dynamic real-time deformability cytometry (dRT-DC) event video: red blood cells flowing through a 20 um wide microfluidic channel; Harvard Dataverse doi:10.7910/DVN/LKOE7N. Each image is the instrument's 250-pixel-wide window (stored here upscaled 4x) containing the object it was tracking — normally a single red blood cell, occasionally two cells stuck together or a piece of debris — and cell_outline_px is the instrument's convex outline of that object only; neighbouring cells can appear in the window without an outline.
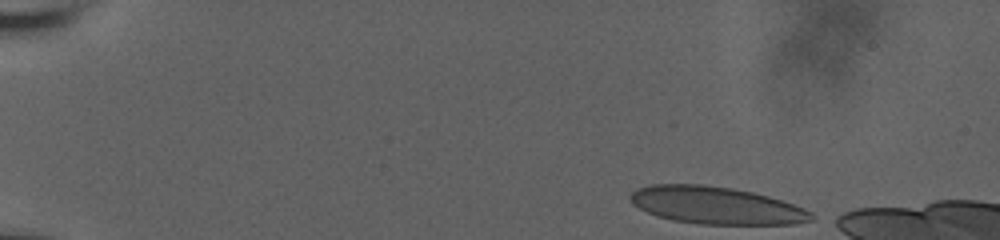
{"species": "human", "species_latin": "Homo sapiens", "temperature_condition": "room temperature", "stored_images_in_passage": 45, "camera_frame_rate_fps": 3000, "um_per_image_px": 0.085, "donor": {"sex": "male"}, "frame": {"image": 1, "passage_image": 1, "time_ms": 0.0, "image_size_px": [1000, 240], "cell_outline_px": [[820, 216], [812, 220], [796, 224], [700, 224], [672, 220], [648, 212], [632, 204], [628, 196], [636, 188], [652, 184], [704, 184], [732, 188], [752, 192], [768, 196], [804, 208]], "centroid_in_image_um": [60.89, 17.45], "position_along_channel_um": 24.1, "area_um2": 39.54}}
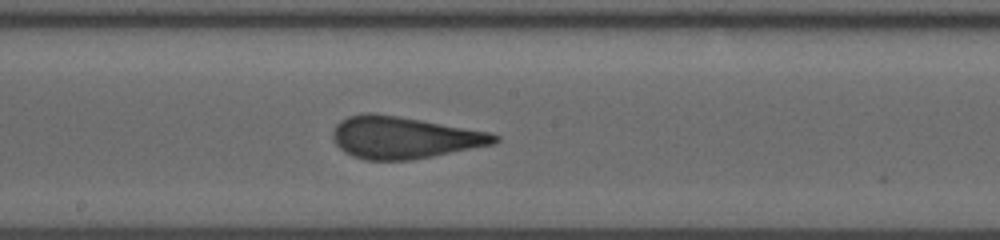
{"frame": {"image": 2, "passage_image": 26, "time_ms": 8.333, "image_size_px": [1000, 240], "cell_outline_px": [[500, 140], [492, 144], [432, 156], [408, 160], [364, 160], [352, 156], [344, 152], [332, 140], [332, 132], [336, 124], [340, 120], [348, 116], [360, 112], [372, 112], [420, 120], [488, 132], [500, 136]], "centroid_in_image_um": [34.25, 11.68], "position_along_channel_um": 213.9, "area_um2": 39.36}}
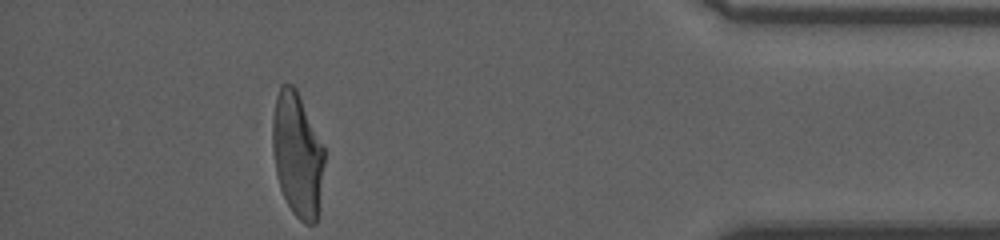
{"frame": {"image": 3, "passage_image": 45, "time_ms": 14.667, "image_size_px": [1000, 240], "cell_outline_px": [[324, 164], [320, 208], [316, 224], [304, 224], [292, 212], [280, 188], [276, 172], [272, 148], [272, 120], [276, 96], [280, 84], [292, 84], [296, 88], [324, 148]], "centroid_in_image_um": [25.28, 13.17], "position_along_channel_um": 409.9, "area_um2": 37.74}, "authors_computed_cell_mechanics": {"area_um2": 39.5352, "velocity_mm_per_s": 3.7544, "shape_relaxation_time_tau1_ms": 9.0526, "shape_relaxation_time_tau2_ms": 0.7276, "deformation_change_tau1": 0.2601, "deformation_change_tau2": 0.084}}